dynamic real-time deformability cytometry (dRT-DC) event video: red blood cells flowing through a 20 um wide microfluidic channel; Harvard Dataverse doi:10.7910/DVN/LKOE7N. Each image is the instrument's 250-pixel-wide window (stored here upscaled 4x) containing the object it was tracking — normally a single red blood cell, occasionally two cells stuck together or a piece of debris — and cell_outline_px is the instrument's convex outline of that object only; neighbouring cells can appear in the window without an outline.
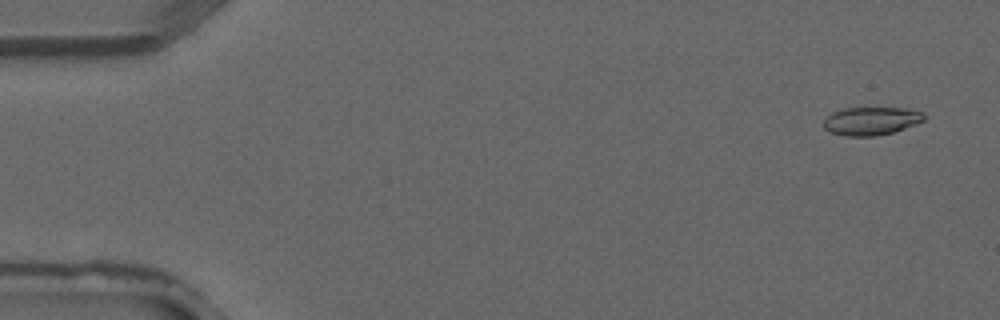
{"species": "common noctule bat (a hibernating species)", "species_latin": "Nyctalus noctula", "temperature_condition": "warm", "stored_images_in_passage": 4, "camera_frame_rate_fps": 3000, "um_per_image_px": 0.085, "animal": {"sex": "male", "forearm_length_mm": 52.5}, "frame": {"image": 1, "passage_image": 1, "time_ms": 0.0, "image_size_px": [1000, 320], "cell_outline_px": [[928, 116], [924, 120], [892, 132], [876, 136], [844, 136], [828, 132], [824, 128], [824, 120], [832, 112], [844, 108], [908, 108], [924, 112]], "centroid_in_image_um": [74.05, 10.28], "position_along_channel_um": 11.0, "area_um2": 16.53}}